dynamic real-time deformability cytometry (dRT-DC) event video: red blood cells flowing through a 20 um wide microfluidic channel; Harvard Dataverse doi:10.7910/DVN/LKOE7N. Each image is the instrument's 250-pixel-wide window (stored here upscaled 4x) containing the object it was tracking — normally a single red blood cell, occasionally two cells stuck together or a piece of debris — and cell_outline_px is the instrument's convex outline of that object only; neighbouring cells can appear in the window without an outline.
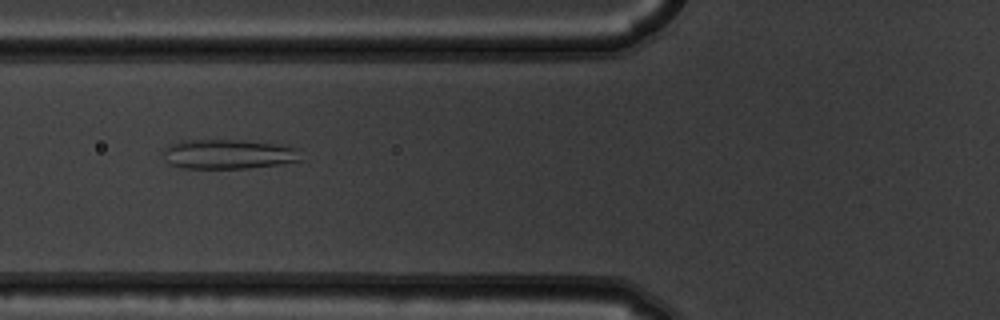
{"species": "common noctule bat (a hibernating species)", "species_latin": "Nyctalus noctula", "temperature_condition": "warm", "stored_images_in_passage": 9, "camera_frame_rate_fps": 3000, "um_per_image_px": 0.085, "animal": {"sex": "male", "body_mass_g": 19.5, "forearm_length_mm": 54.6}, "frame": {"image": 1, "passage_image": 7, "time_ms": 2.0, "image_size_px": [1000, 320], "cell_outline_px": [[300, 160], [280, 164], [248, 168], [180, 168], [168, 164], [164, 152], [164, 148], [180, 140], [244, 140], [276, 144], [300, 148]], "centroid_in_image_um": [19.42, 13.1], "position_along_channel_um": 106.4, "area_um2": 23.76}}